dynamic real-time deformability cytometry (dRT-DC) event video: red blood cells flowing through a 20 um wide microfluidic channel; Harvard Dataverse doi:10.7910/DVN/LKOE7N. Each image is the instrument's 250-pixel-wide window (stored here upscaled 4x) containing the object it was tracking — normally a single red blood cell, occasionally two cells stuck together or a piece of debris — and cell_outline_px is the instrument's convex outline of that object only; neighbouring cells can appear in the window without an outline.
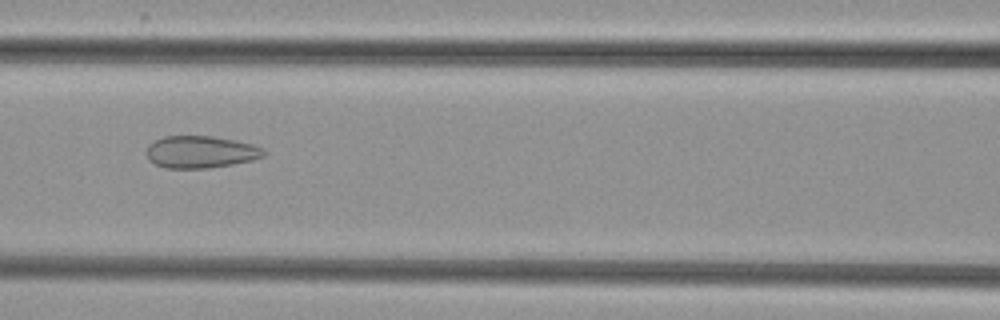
{"species": "common noctule bat (a hibernating species)", "species_latin": "Nyctalus noctula", "temperature_condition": "cold", "stored_images_in_passage": 7, "camera_frame_rate_fps": 3000, "um_per_image_px": 0.085, "animal": {"sex": "female", "body_mass_g": 29.2, "forearm_length_mm": 56.3}, "frame": {"image": 1, "passage_image": 5, "time_ms": 5.333, "image_size_px": [1000, 320], "cell_outline_px": [[268, 152], [264, 156], [252, 160], [232, 164], [208, 168], [164, 168], [148, 160], [148, 144], [164, 136], [212, 136], [236, 140], [252, 144], [264, 148]], "centroid_in_image_um": [17.09, 12.91], "position_along_channel_um": 149.5, "area_um2": 22.02}}
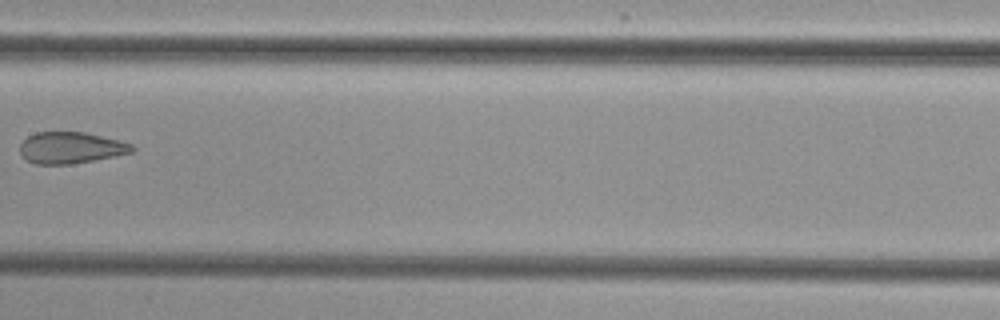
{"frame": {"image": 2, "passage_image": 6, "time_ms": 6.667, "image_size_px": [1000, 320], "cell_outline_px": [[136, 148], [132, 152], [116, 156], [72, 164], [36, 164], [28, 160], [20, 152], [20, 144], [28, 136], [36, 132], [84, 132], [132, 144]], "centroid_in_image_um": [6.02, 12.56], "position_along_channel_um": 201.4, "area_um2": 20.35}}
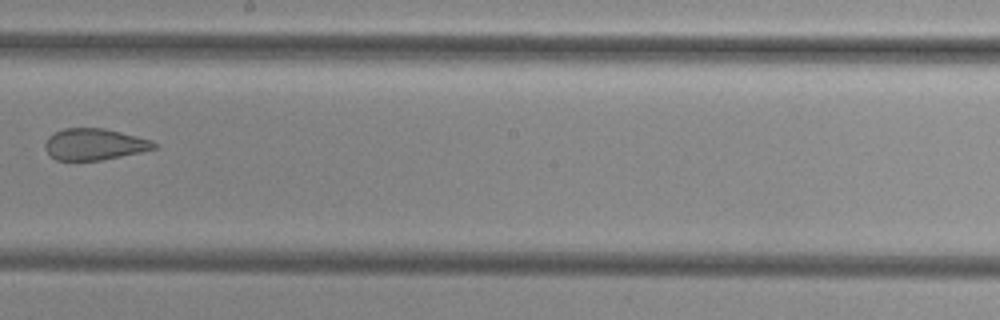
{"frame": {"image": 3, "passage_image": 7, "time_ms": 7.667, "image_size_px": [1000, 320], "cell_outline_px": [[156, 148], [140, 152], [100, 160], [56, 160], [44, 148], [44, 144], [48, 136], [64, 128], [104, 128], [152, 140], [156, 144]], "centroid_in_image_um": [8.0, 12.26], "position_along_channel_um": 240.2, "area_um2": 19.77}}